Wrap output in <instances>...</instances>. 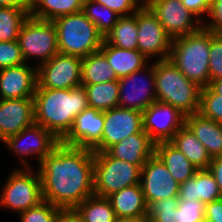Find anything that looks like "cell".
<instances>
[{"instance_id":"41","label":"cell","mask_w":222,"mask_h":222,"mask_svg":"<svg viewBox=\"0 0 222 222\" xmlns=\"http://www.w3.org/2000/svg\"><path fill=\"white\" fill-rule=\"evenodd\" d=\"M182 4L204 22L210 12L211 0H181Z\"/></svg>"},{"instance_id":"42","label":"cell","mask_w":222,"mask_h":222,"mask_svg":"<svg viewBox=\"0 0 222 222\" xmlns=\"http://www.w3.org/2000/svg\"><path fill=\"white\" fill-rule=\"evenodd\" d=\"M205 222H222V198L205 204Z\"/></svg>"},{"instance_id":"44","label":"cell","mask_w":222,"mask_h":222,"mask_svg":"<svg viewBox=\"0 0 222 222\" xmlns=\"http://www.w3.org/2000/svg\"><path fill=\"white\" fill-rule=\"evenodd\" d=\"M0 7L30 8V0H0Z\"/></svg>"},{"instance_id":"17","label":"cell","mask_w":222,"mask_h":222,"mask_svg":"<svg viewBox=\"0 0 222 222\" xmlns=\"http://www.w3.org/2000/svg\"><path fill=\"white\" fill-rule=\"evenodd\" d=\"M146 222H205V203L165 198L148 206Z\"/></svg>"},{"instance_id":"20","label":"cell","mask_w":222,"mask_h":222,"mask_svg":"<svg viewBox=\"0 0 222 222\" xmlns=\"http://www.w3.org/2000/svg\"><path fill=\"white\" fill-rule=\"evenodd\" d=\"M37 67L28 63L0 69V99L34 98Z\"/></svg>"},{"instance_id":"36","label":"cell","mask_w":222,"mask_h":222,"mask_svg":"<svg viewBox=\"0 0 222 222\" xmlns=\"http://www.w3.org/2000/svg\"><path fill=\"white\" fill-rule=\"evenodd\" d=\"M61 209L47 201L18 214L19 222H56Z\"/></svg>"},{"instance_id":"26","label":"cell","mask_w":222,"mask_h":222,"mask_svg":"<svg viewBox=\"0 0 222 222\" xmlns=\"http://www.w3.org/2000/svg\"><path fill=\"white\" fill-rule=\"evenodd\" d=\"M154 154L167 167L179 185L193 177L197 171L188 158L170 142L156 143Z\"/></svg>"},{"instance_id":"16","label":"cell","mask_w":222,"mask_h":222,"mask_svg":"<svg viewBox=\"0 0 222 222\" xmlns=\"http://www.w3.org/2000/svg\"><path fill=\"white\" fill-rule=\"evenodd\" d=\"M140 185L148 206L157 200L179 197L180 185L155 154L141 168Z\"/></svg>"},{"instance_id":"34","label":"cell","mask_w":222,"mask_h":222,"mask_svg":"<svg viewBox=\"0 0 222 222\" xmlns=\"http://www.w3.org/2000/svg\"><path fill=\"white\" fill-rule=\"evenodd\" d=\"M82 12L104 37L112 30L116 21L121 17L115 11L94 0H84Z\"/></svg>"},{"instance_id":"2","label":"cell","mask_w":222,"mask_h":222,"mask_svg":"<svg viewBox=\"0 0 222 222\" xmlns=\"http://www.w3.org/2000/svg\"><path fill=\"white\" fill-rule=\"evenodd\" d=\"M83 86L73 89L37 88L34 94L35 123L61 141L71 130L74 120L88 108Z\"/></svg>"},{"instance_id":"39","label":"cell","mask_w":222,"mask_h":222,"mask_svg":"<svg viewBox=\"0 0 222 222\" xmlns=\"http://www.w3.org/2000/svg\"><path fill=\"white\" fill-rule=\"evenodd\" d=\"M115 11L120 16L133 15L144 3L145 0H94Z\"/></svg>"},{"instance_id":"27","label":"cell","mask_w":222,"mask_h":222,"mask_svg":"<svg viewBox=\"0 0 222 222\" xmlns=\"http://www.w3.org/2000/svg\"><path fill=\"white\" fill-rule=\"evenodd\" d=\"M169 142L180 150L197 170L208 169L212 158L186 124L175 133Z\"/></svg>"},{"instance_id":"28","label":"cell","mask_w":222,"mask_h":222,"mask_svg":"<svg viewBox=\"0 0 222 222\" xmlns=\"http://www.w3.org/2000/svg\"><path fill=\"white\" fill-rule=\"evenodd\" d=\"M114 80L119 78L100 50L82 58L81 84H98Z\"/></svg>"},{"instance_id":"30","label":"cell","mask_w":222,"mask_h":222,"mask_svg":"<svg viewBox=\"0 0 222 222\" xmlns=\"http://www.w3.org/2000/svg\"><path fill=\"white\" fill-rule=\"evenodd\" d=\"M82 222H115L116 214L107 197L92 195L74 210Z\"/></svg>"},{"instance_id":"1","label":"cell","mask_w":222,"mask_h":222,"mask_svg":"<svg viewBox=\"0 0 222 222\" xmlns=\"http://www.w3.org/2000/svg\"><path fill=\"white\" fill-rule=\"evenodd\" d=\"M43 200L62 211L74 210L94 195V151L61 142L37 166Z\"/></svg>"},{"instance_id":"47","label":"cell","mask_w":222,"mask_h":222,"mask_svg":"<svg viewBox=\"0 0 222 222\" xmlns=\"http://www.w3.org/2000/svg\"><path fill=\"white\" fill-rule=\"evenodd\" d=\"M115 222H146V218H116Z\"/></svg>"},{"instance_id":"40","label":"cell","mask_w":222,"mask_h":222,"mask_svg":"<svg viewBox=\"0 0 222 222\" xmlns=\"http://www.w3.org/2000/svg\"><path fill=\"white\" fill-rule=\"evenodd\" d=\"M203 26L215 34L222 35V0H211L210 12Z\"/></svg>"},{"instance_id":"43","label":"cell","mask_w":222,"mask_h":222,"mask_svg":"<svg viewBox=\"0 0 222 222\" xmlns=\"http://www.w3.org/2000/svg\"><path fill=\"white\" fill-rule=\"evenodd\" d=\"M208 169L213 174L222 194V156L212 158Z\"/></svg>"},{"instance_id":"32","label":"cell","mask_w":222,"mask_h":222,"mask_svg":"<svg viewBox=\"0 0 222 222\" xmlns=\"http://www.w3.org/2000/svg\"><path fill=\"white\" fill-rule=\"evenodd\" d=\"M137 11L130 16H121L112 30L104 37L111 45L121 49L136 50L137 39Z\"/></svg>"},{"instance_id":"13","label":"cell","mask_w":222,"mask_h":222,"mask_svg":"<svg viewBox=\"0 0 222 222\" xmlns=\"http://www.w3.org/2000/svg\"><path fill=\"white\" fill-rule=\"evenodd\" d=\"M167 35L173 40L196 32L203 22L181 0H145Z\"/></svg>"},{"instance_id":"22","label":"cell","mask_w":222,"mask_h":222,"mask_svg":"<svg viewBox=\"0 0 222 222\" xmlns=\"http://www.w3.org/2000/svg\"><path fill=\"white\" fill-rule=\"evenodd\" d=\"M185 124L204 145L211 158L222 156V124L199 112L185 116Z\"/></svg>"},{"instance_id":"14","label":"cell","mask_w":222,"mask_h":222,"mask_svg":"<svg viewBox=\"0 0 222 222\" xmlns=\"http://www.w3.org/2000/svg\"><path fill=\"white\" fill-rule=\"evenodd\" d=\"M102 140L92 149L105 152L114 144L143 130L142 112L127 108H112L104 112Z\"/></svg>"},{"instance_id":"45","label":"cell","mask_w":222,"mask_h":222,"mask_svg":"<svg viewBox=\"0 0 222 222\" xmlns=\"http://www.w3.org/2000/svg\"><path fill=\"white\" fill-rule=\"evenodd\" d=\"M56 222H82L73 210L61 211Z\"/></svg>"},{"instance_id":"4","label":"cell","mask_w":222,"mask_h":222,"mask_svg":"<svg viewBox=\"0 0 222 222\" xmlns=\"http://www.w3.org/2000/svg\"><path fill=\"white\" fill-rule=\"evenodd\" d=\"M157 101L171 104L185 116L199 111L201 87L186 78L170 59L154 61Z\"/></svg>"},{"instance_id":"12","label":"cell","mask_w":222,"mask_h":222,"mask_svg":"<svg viewBox=\"0 0 222 222\" xmlns=\"http://www.w3.org/2000/svg\"><path fill=\"white\" fill-rule=\"evenodd\" d=\"M82 58L57 53L37 67V88L73 89L81 86Z\"/></svg>"},{"instance_id":"29","label":"cell","mask_w":222,"mask_h":222,"mask_svg":"<svg viewBox=\"0 0 222 222\" xmlns=\"http://www.w3.org/2000/svg\"><path fill=\"white\" fill-rule=\"evenodd\" d=\"M84 0H30V16L53 21L57 17L82 11Z\"/></svg>"},{"instance_id":"7","label":"cell","mask_w":222,"mask_h":222,"mask_svg":"<svg viewBox=\"0 0 222 222\" xmlns=\"http://www.w3.org/2000/svg\"><path fill=\"white\" fill-rule=\"evenodd\" d=\"M17 41L25 63L36 67L49 61L58 53L57 30L53 21L41 20L29 15L18 33Z\"/></svg>"},{"instance_id":"24","label":"cell","mask_w":222,"mask_h":222,"mask_svg":"<svg viewBox=\"0 0 222 222\" xmlns=\"http://www.w3.org/2000/svg\"><path fill=\"white\" fill-rule=\"evenodd\" d=\"M118 218H147L148 205L140 184L125 187L107 197Z\"/></svg>"},{"instance_id":"35","label":"cell","mask_w":222,"mask_h":222,"mask_svg":"<svg viewBox=\"0 0 222 222\" xmlns=\"http://www.w3.org/2000/svg\"><path fill=\"white\" fill-rule=\"evenodd\" d=\"M198 112L222 124V95L214 93L208 86L201 88Z\"/></svg>"},{"instance_id":"10","label":"cell","mask_w":222,"mask_h":222,"mask_svg":"<svg viewBox=\"0 0 222 222\" xmlns=\"http://www.w3.org/2000/svg\"><path fill=\"white\" fill-rule=\"evenodd\" d=\"M137 49L151 62L169 59L172 39L144 3L137 10Z\"/></svg>"},{"instance_id":"31","label":"cell","mask_w":222,"mask_h":222,"mask_svg":"<svg viewBox=\"0 0 222 222\" xmlns=\"http://www.w3.org/2000/svg\"><path fill=\"white\" fill-rule=\"evenodd\" d=\"M87 93L88 105L98 111H108L118 107V80L98 84H81Z\"/></svg>"},{"instance_id":"25","label":"cell","mask_w":222,"mask_h":222,"mask_svg":"<svg viewBox=\"0 0 222 222\" xmlns=\"http://www.w3.org/2000/svg\"><path fill=\"white\" fill-rule=\"evenodd\" d=\"M100 51L105 55L109 66L115 70L119 79L143 69L149 64L148 62H151L138 49H121L109 44L105 39Z\"/></svg>"},{"instance_id":"46","label":"cell","mask_w":222,"mask_h":222,"mask_svg":"<svg viewBox=\"0 0 222 222\" xmlns=\"http://www.w3.org/2000/svg\"><path fill=\"white\" fill-rule=\"evenodd\" d=\"M208 87L216 94L222 95V79L212 80Z\"/></svg>"},{"instance_id":"3","label":"cell","mask_w":222,"mask_h":222,"mask_svg":"<svg viewBox=\"0 0 222 222\" xmlns=\"http://www.w3.org/2000/svg\"><path fill=\"white\" fill-rule=\"evenodd\" d=\"M210 30L202 26L196 32L172 40L169 59L181 73L205 88L209 76Z\"/></svg>"},{"instance_id":"21","label":"cell","mask_w":222,"mask_h":222,"mask_svg":"<svg viewBox=\"0 0 222 222\" xmlns=\"http://www.w3.org/2000/svg\"><path fill=\"white\" fill-rule=\"evenodd\" d=\"M155 143L142 130L111 146L107 152L114 158L137 165L140 169L154 154Z\"/></svg>"},{"instance_id":"33","label":"cell","mask_w":222,"mask_h":222,"mask_svg":"<svg viewBox=\"0 0 222 222\" xmlns=\"http://www.w3.org/2000/svg\"><path fill=\"white\" fill-rule=\"evenodd\" d=\"M30 15V8L0 7V41L18 40V33Z\"/></svg>"},{"instance_id":"23","label":"cell","mask_w":222,"mask_h":222,"mask_svg":"<svg viewBox=\"0 0 222 222\" xmlns=\"http://www.w3.org/2000/svg\"><path fill=\"white\" fill-rule=\"evenodd\" d=\"M220 198L222 194L209 169L197 170L193 177L180 184L179 200H200L206 204Z\"/></svg>"},{"instance_id":"15","label":"cell","mask_w":222,"mask_h":222,"mask_svg":"<svg viewBox=\"0 0 222 222\" xmlns=\"http://www.w3.org/2000/svg\"><path fill=\"white\" fill-rule=\"evenodd\" d=\"M143 130L156 144L169 142L185 124V115L171 104L156 101L142 112Z\"/></svg>"},{"instance_id":"5","label":"cell","mask_w":222,"mask_h":222,"mask_svg":"<svg viewBox=\"0 0 222 222\" xmlns=\"http://www.w3.org/2000/svg\"><path fill=\"white\" fill-rule=\"evenodd\" d=\"M57 30L58 52L81 58L99 51L104 36L82 11L53 20Z\"/></svg>"},{"instance_id":"6","label":"cell","mask_w":222,"mask_h":222,"mask_svg":"<svg viewBox=\"0 0 222 222\" xmlns=\"http://www.w3.org/2000/svg\"><path fill=\"white\" fill-rule=\"evenodd\" d=\"M0 190V208L20 214L43 200L41 179L37 168L14 167L9 170Z\"/></svg>"},{"instance_id":"11","label":"cell","mask_w":222,"mask_h":222,"mask_svg":"<svg viewBox=\"0 0 222 222\" xmlns=\"http://www.w3.org/2000/svg\"><path fill=\"white\" fill-rule=\"evenodd\" d=\"M118 107L143 112L157 101L154 61L143 69L135 71L118 80Z\"/></svg>"},{"instance_id":"37","label":"cell","mask_w":222,"mask_h":222,"mask_svg":"<svg viewBox=\"0 0 222 222\" xmlns=\"http://www.w3.org/2000/svg\"><path fill=\"white\" fill-rule=\"evenodd\" d=\"M209 76L210 81L222 79V35L210 30L209 50Z\"/></svg>"},{"instance_id":"8","label":"cell","mask_w":222,"mask_h":222,"mask_svg":"<svg viewBox=\"0 0 222 222\" xmlns=\"http://www.w3.org/2000/svg\"><path fill=\"white\" fill-rule=\"evenodd\" d=\"M141 169L112 157L107 151L94 152V195L108 197L128 186L140 184Z\"/></svg>"},{"instance_id":"19","label":"cell","mask_w":222,"mask_h":222,"mask_svg":"<svg viewBox=\"0 0 222 222\" xmlns=\"http://www.w3.org/2000/svg\"><path fill=\"white\" fill-rule=\"evenodd\" d=\"M34 123V98L0 99L1 143Z\"/></svg>"},{"instance_id":"18","label":"cell","mask_w":222,"mask_h":222,"mask_svg":"<svg viewBox=\"0 0 222 222\" xmlns=\"http://www.w3.org/2000/svg\"><path fill=\"white\" fill-rule=\"evenodd\" d=\"M104 122V112L88 107L76 116L71 130L60 142L93 149L102 140Z\"/></svg>"},{"instance_id":"38","label":"cell","mask_w":222,"mask_h":222,"mask_svg":"<svg viewBox=\"0 0 222 222\" xmlns=\"http://www.w3.org/2000/svg\"><path fill=\"white\" fill-rule=\"evenodd\" d=\"M24 63L17 40L0 41V69L19 66Z\"/></svg>"},{"instance_id":"9","label":"cell","mask_w":222,"mask_h":222,"mask_svg":"<svg viewBox=\"0 0 222 222\" xmlns=\"http://www.w3.org/2000/svg\"><path fill=\"white\" fill-rule=\"evenodd\" d=\"M59 143L60 141L50 131L34 123L20 133L8 137L1 145L3 144L5 149L15 155L14 157L20 162L13 167L30 168L37 167ZM31 159L37 160L38 164L33 166Z\"/></svg>"}]
</instances>
